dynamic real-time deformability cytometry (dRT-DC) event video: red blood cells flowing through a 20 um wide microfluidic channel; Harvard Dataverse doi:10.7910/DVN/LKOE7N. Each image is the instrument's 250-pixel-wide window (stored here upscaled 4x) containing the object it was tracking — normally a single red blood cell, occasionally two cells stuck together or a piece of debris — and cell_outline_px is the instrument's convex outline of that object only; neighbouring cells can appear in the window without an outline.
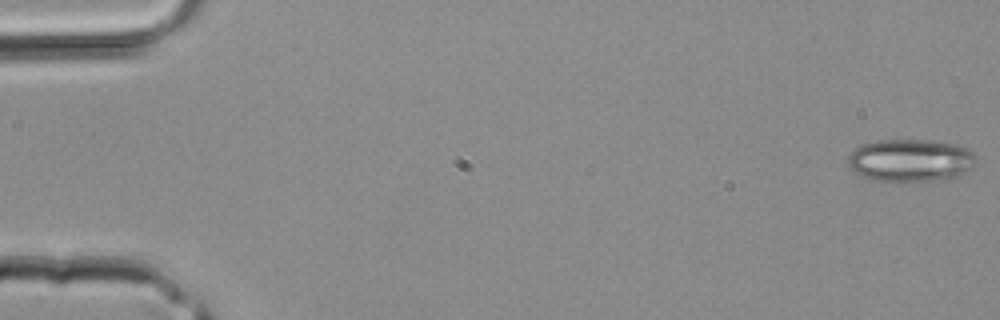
{"species": "common noctule bat (a hibernating species)", "species_latin": "Nyctalus noctula", "temperature_condition": "room temperature", "stored_images_in_passage": 40, "camera_frame_rate_fps": 3000, "um_per_image_px": 0.085, "animal": {"sex": "male", "body_mass_g": 20.4}, "frame": {"image": 1, "passage_image": 1, "time_ms": 0.0, "image_size_px": [1000, 320], "cell_outline_px": [[976, 160], [972, 168], [956, 176], [936, 180], [900, 184], [872, 180], [852, 172], [848, 164], [848, 156], [856, 148], [864, 144], [880, 140], [924, 140], [956, 144], [972, 152], [976, 156]], "centroid_in_image_um": [77.35, 13.67], "position_along_channel_um": 7.7, "area_um2": 32.25}}
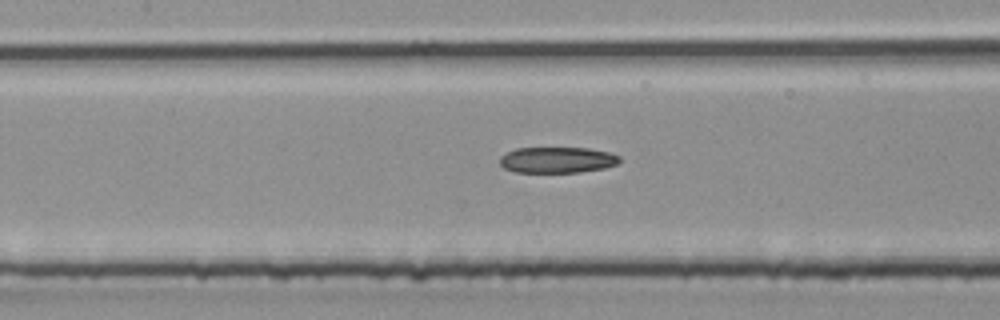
{"frame": {"image": 2, "passage_image": 19, "time_ms": 6.0, "image_size_px": [1000, 320], "cell_outline_px": [[620, 160], [616, 164], [604, 168], [580, 172], [516, 172], [504, 168], [500, 164], [500, 156], [516, 148], [588, 148], [612, 152], [620, 156]], "centroid_in_image_um": [47.38, 13.59], "position_along_channel_um": 160.0, "area_um2": 18.15}}
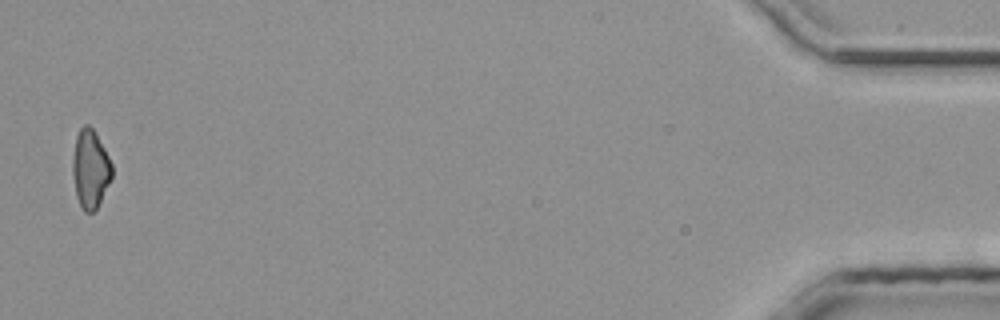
{"frame": {"image": 3, "passage_image": 40, "time_ms": 13.0, "image_size_px": [1000, 320], "cell_outline_px": [[112, 176], [96, 208], [92, 212], [84, 212], [76, 196], [72, 176], [72, 160], [76, 136], [80, 128], [84, 124], [88, 124], [96, 132], [112, 164]], "centroid_in_image_um": [7.65, 14.33], "position_along_channel_um": 427.5, "area_um2": 17.86}}